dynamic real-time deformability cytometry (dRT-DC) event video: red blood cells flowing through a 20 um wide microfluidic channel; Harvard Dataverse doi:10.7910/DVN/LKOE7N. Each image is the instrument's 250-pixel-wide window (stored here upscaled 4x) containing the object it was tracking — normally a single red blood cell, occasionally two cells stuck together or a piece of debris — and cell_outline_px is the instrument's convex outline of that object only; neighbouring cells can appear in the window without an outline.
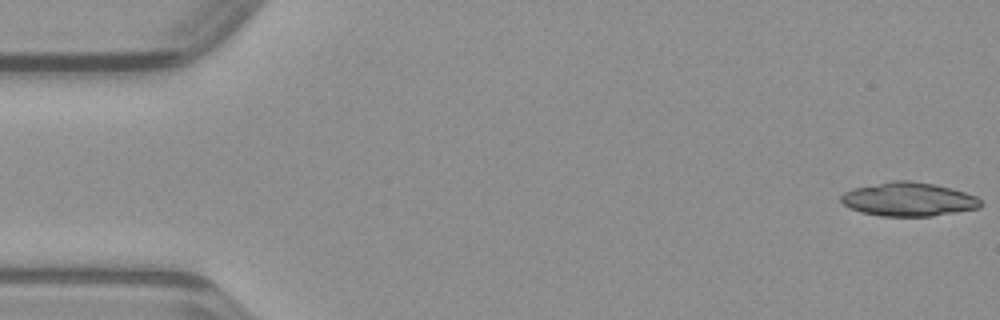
{"species": "common noctule bat (a hibernating species)", "species_latin": "Nyctalus noctula", "temperature_condition": "warm", "stored_images_in_passage": 47, "camera_frame_rate_fps": 3000, "um_per_image_px": 0.085, "animal": {"sex": "male", "body_mass_g": 23.1, "forearm_length_mm": 52.7}, "frame": {"image": 1, "passage_image": 1, "time_ms": 0.0, "image_size_px": [1000, 320], "cell_outline_px": [[980, 204], [976, 208], [928, 216], [884, 216], [864, 212], [852, 208], [844, 204], [840, 200], [840, 196], [856, 188], [884, 184], [932, 184], [964, 192], [976, 196], [980, 200]], "centroid_in_image_um": [77.25, 17.0], "position_along_channel_um": 7.8, "area_um2": 25.37}}
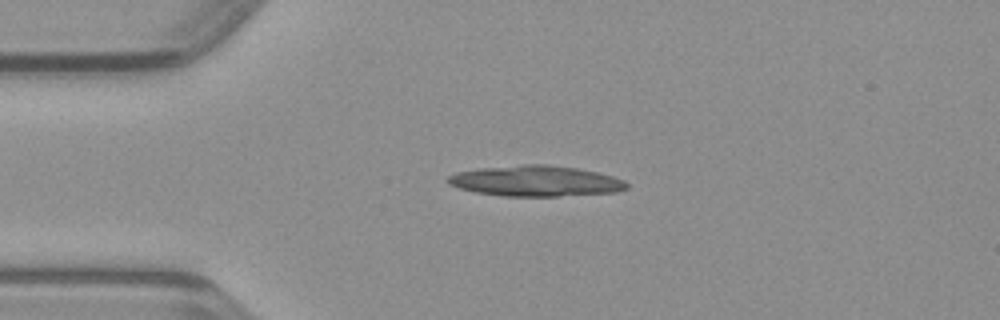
{"frame": {"image": 2, "passage_image": 11, "time_ms": 3.333, "image_size_px": [1000, 320], "cell_outline_px": [[628, 188], [612, 192], [556, 196], [508, 196], [480, 192], [464, 188], [452, 184], [448, 180], [448, 176], [460, 172], [492, 168], [572, 168], [592, 172], [608, 176], [620, 180], [628, 184]], "centroid_in_image_um": [45.59, 15.46], "position_along_channel_um": 39.4, "area_um2": 28.9}}